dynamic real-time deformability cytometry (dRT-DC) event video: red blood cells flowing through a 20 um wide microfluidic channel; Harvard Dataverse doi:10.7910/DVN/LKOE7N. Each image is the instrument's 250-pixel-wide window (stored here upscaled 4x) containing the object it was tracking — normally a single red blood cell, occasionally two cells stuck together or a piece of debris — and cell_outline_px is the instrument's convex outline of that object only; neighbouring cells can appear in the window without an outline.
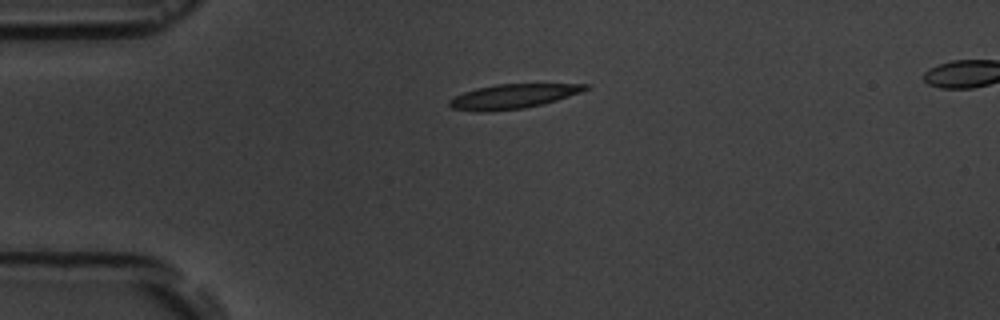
{"species": "common noctule bat (a hibernating species)", "species_latin": "Nyctalus noctula", "temperature_condition": "room temperature", "stored_images_in_passage": 3, "segment_of_instrument_passage": [1, 2], "camera_frame_rate_fps": 3000, "um_per_image_px": 0.085, "animal": {"sex": "male", "body_mass_g": 19.5, "forearm_length_mm": 54.6}, "frame": {"image": 1, "passage_image": 1, "time_ms": 0.0, "image_size_px": [1000, 320], "cell_outline_px": [[592, 88], [556, 100], [524, 108], [488, 112], [476, 112], [452, 108], [448, 104], [448, 100], [464, 92], [476, 88], [496, 84], [588, 84]], "centroid_in_image_um": [43.57, 8.19], "position_along_channel_um": 41.4, "area_um2": 19.31}}